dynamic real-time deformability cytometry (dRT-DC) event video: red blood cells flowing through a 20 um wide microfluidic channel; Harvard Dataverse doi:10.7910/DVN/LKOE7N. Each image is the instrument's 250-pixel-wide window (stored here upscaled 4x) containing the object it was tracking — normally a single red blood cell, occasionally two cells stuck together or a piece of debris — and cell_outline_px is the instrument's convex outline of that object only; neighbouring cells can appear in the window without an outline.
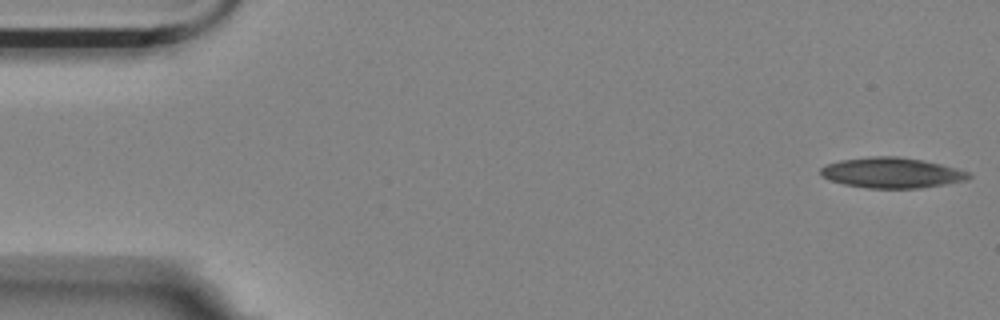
{"species": "Egyptian fruit bat (a non-hibernating species)", "species_latin": "Rousettus aegyptiacus", "temperature_condition": "room temperature", "stored_images_in_passage": 15, "camera_frame_rate_fps": 3000, "um_per_image_px": 0.085, "animal": {"sex": "female"}, "frame": {"image": 1, "passage_image": 1, "time_ms": 0.0, "image_size_px": [1000, 320], "cell_outline_px": [[972, 176], [968, 180], [920, 188], [868, 188], [844, 184], [832, 180], [824, 176], [820, 172], [820, 168], [828, 164], [840, 160], [872, 156], [896, 156], [924, 160], [956, 168], [968, 172]], "centroid_in_image_um": [75.83, 14.68], "position_along_channel_um": 9.2, "area_um2": 26.07}}